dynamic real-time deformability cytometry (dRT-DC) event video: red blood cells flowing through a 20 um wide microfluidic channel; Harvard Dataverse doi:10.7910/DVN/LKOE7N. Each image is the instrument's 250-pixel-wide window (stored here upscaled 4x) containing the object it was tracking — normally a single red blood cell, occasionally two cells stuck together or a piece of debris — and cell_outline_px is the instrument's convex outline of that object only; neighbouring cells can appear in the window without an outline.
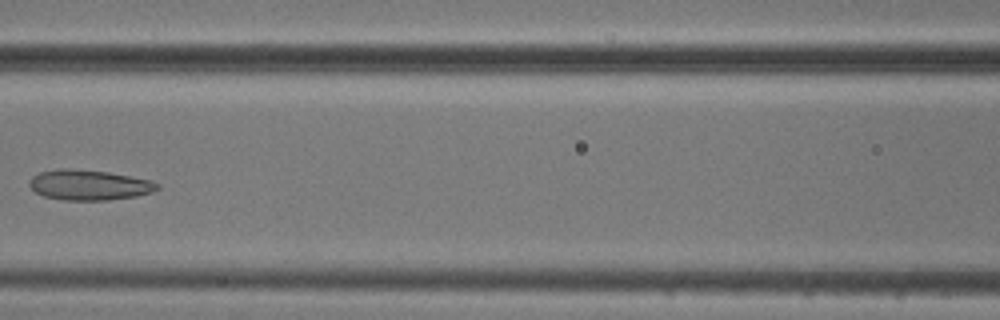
{"species": "common noctule bat (a hibernating species)", "species_latin": "Nyctalus noctula", "temperature_condition": "cold", "stored_images_in_passage": 7, "camera_frame_rate_fps": 3000, "um_per_image_px": 0.085, "animal": {"sex": "male", "body_mass_g": 20.5, "forearm_length_mm": 52.5}, "frame": {"image": 1, "passage_image": 6, "time_ms": 5.667, "image_size_px": [1000, 320], "cell_outline_px": [[160, 188], [152, 192], [136, 196], [108, 200], [64, 200], [44, 196], [36, 192], [28, 184], [28, 180], [32, 176], [40, 172], [60, 168], [108, 172], [152, 180], [160, 184]], "centroid_in_image_um": [7.59, 15.72], "position_along_channel_um": 159.0, "area_um2": 22.54}}
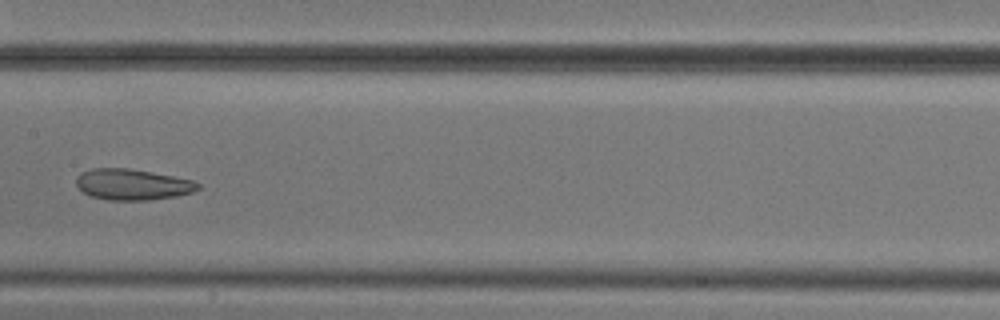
{"frame": {"image": 2, "passage_image": 7, "time_ms": 6.667, "image_size_px": [1000, 320], "cell_outline_px": [[200, 188], [192, 192], [176, 196], [148, 200], [108, 200], [92, 196], [84, 192], [76, 184], [76, 176], [80, 172], [92, 168], [128, 168], [152, 172], [192, 180], [200, 184]], "centroid_in_image_um": [11.24, 15.67], "position_along_channel_um": 196.2, "area_um2": 21.91}}